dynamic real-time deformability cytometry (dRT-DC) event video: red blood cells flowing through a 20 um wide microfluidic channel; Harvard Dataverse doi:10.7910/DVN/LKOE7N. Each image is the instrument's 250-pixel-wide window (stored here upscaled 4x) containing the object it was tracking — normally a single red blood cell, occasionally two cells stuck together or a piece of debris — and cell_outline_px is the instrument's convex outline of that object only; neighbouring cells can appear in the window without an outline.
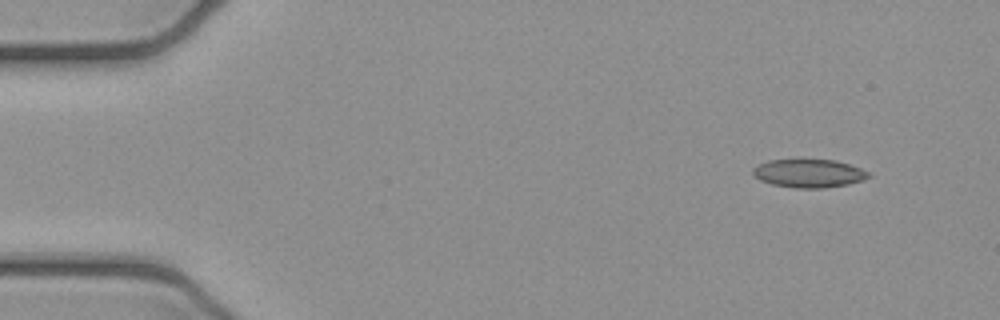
{"species": "common noctule bat (a hibernating species)", "species_latin": "Nyctalus noctula", "temperature_condition": "cold", "stored_images_in_passage": 5, "camera_frame_rate_fps": 3000, "um_per_image_px": 0.085, "animal": {"sex": "female", "body_mass_g": 21.9}, "frame": {"image": 1, "passage_image": 1, "time_ms": 0.0, "image_size_px": [1000, 320], "cell_outline_px": [[872, 176], [864, 180], [848, 184], [824, 188], [796, 188], [772, 184], [760, 180], [752, 172], [752, 168], [768, 160], [836, 160], [860, 168], [868, 172]], "centroid_in_image_um": [68.77, 14.74], "position_along_channel_um": 16.2, "area_um2": 18.96}}
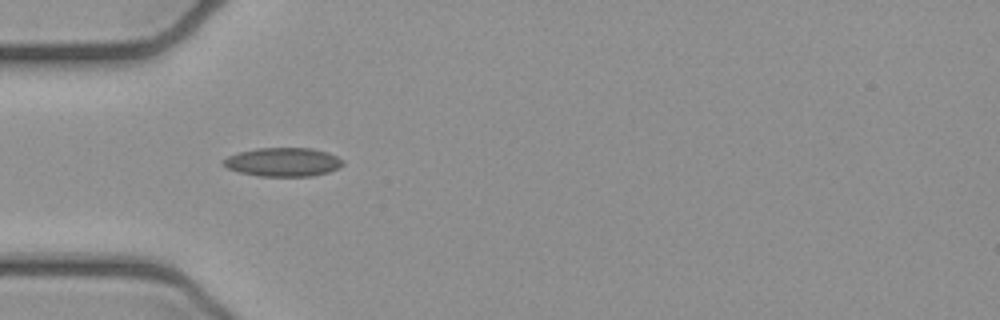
{"frame": {"image": 2, "passage_image": 4, "time_ms": 1.0, "image_size_px": [1000, 320], "cell_outline_px": [[344, 164], [328, 172], [312, 176], [260, 176], [240, 172], [228, 168], [220, 164], [220, 160], [228, 156], [240, 152], [256, 148], [312, 148], [328, 152], [344, 160]], "centroid_in_image_um": [24.04, 13.77], "position_along_channel_um": 61.0, "area_um2": 20.06}}
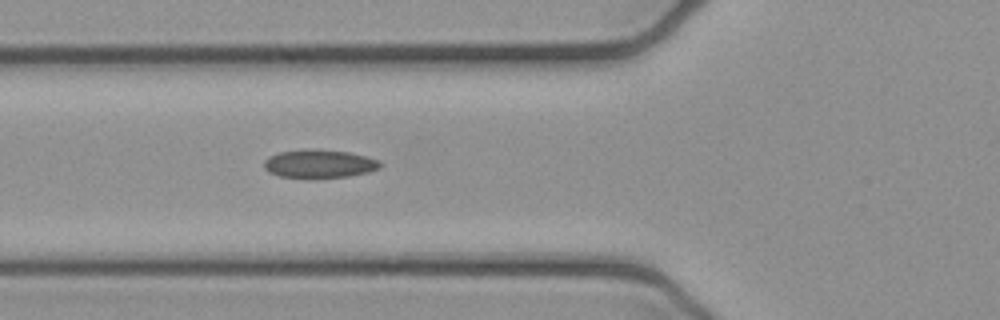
{"frame": {"image": 3, "passage_image": 5, "time_ms": 1.333, "image_size_px": [1000, 320], "cell_outline_px": [[384, 164], [380, 168], [368, 172], [348, 176], [280, 176], [268, 172], [264, 168], [264, 160], [268, 156], [280, 152], [308, 148], [312, 148], [348, 152], [368, 156], [380, 160]], "centroid_in_image_um": [27.17, 13.88], "position_along_channel_um": 98.6, "area_um2": 18.96}}